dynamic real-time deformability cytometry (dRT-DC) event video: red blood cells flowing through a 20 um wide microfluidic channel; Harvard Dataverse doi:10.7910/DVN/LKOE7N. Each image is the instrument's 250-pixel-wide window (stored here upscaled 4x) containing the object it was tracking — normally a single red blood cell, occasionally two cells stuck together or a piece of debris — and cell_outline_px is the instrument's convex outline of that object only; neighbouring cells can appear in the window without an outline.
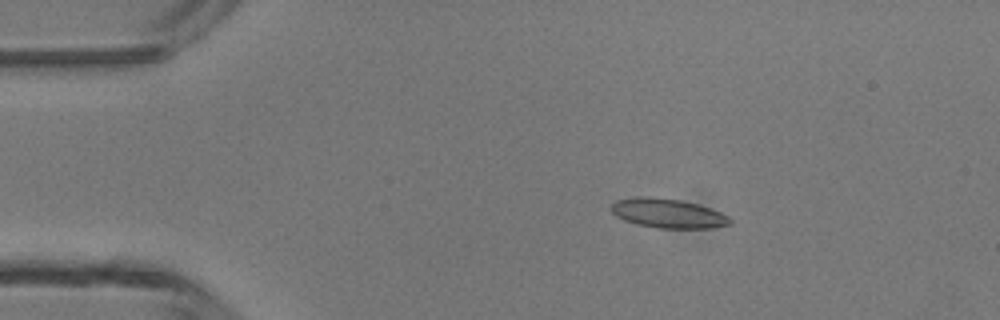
{"species": "common noctule bat (a hibernating species)", "species_latin": "Nyctalus noctula", "temperature_condition": "room temperature", "stored_images_in_passage": 3, "camera_frame_rate_fps": 3000, "um_per_image_px": 0.085, "animal": {"sex": "male", "body_mass_g": 13.3}, "frame": {"image": 1, "passage_image": 1, "time_ms": 0.0, "image_size_px": [1000, 320], "cell_outline_px": [[732, 224], [712, 228], [656, 228], [636, 224], [624, 220], [616, 216], [608, 208], [616, 200], [636, 196], [640, 196], [680, 200], [696, 204], [720, 212], [728, 216], [732, 220]], "centroid_in_image_um": [56.74, 18.14], "position_along_channel_um": 28.3, "area_um2": 20.29}}
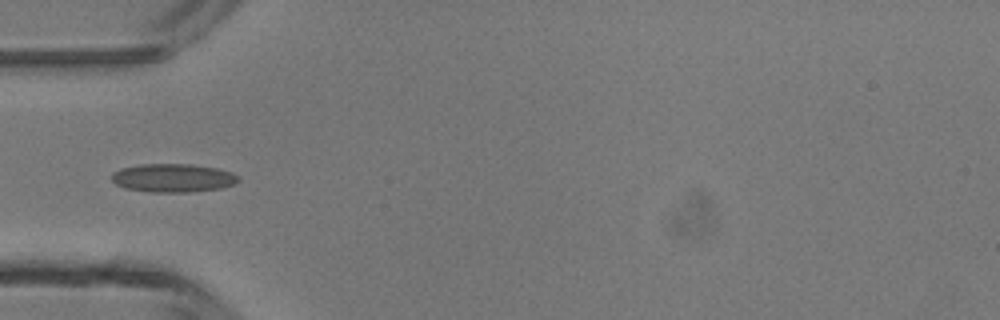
{"frame": {"image": 2, "passage_image": 3, "time_ms": 2.333, "image_size_px": [1000, 320], "cell_outline_px": [[240, 180], [232, 184], [220, 188], [188, 192], [148, 192], [124, 188], [116, 184], [112, 180], [112, 172], [120, 168], [140, 164], [188, 164], [216, 168], [232, 172]], "centroid_in_image_um": [14.65, 15.12], "position_along_channel_um": 70.4, "area_um2": 20.92}}